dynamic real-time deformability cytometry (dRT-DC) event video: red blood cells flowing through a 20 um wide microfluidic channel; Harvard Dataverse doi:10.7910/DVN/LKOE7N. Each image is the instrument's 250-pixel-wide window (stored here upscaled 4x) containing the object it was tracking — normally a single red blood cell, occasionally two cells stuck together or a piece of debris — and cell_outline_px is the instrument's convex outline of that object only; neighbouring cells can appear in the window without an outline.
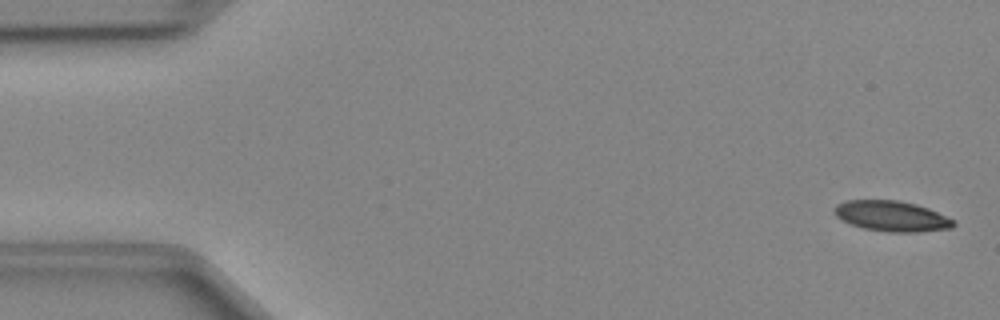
{"species": "Egyptian fruit bat (a non-hibernating species)", "species_latin": "Rousettus aegyptiacus", "temperature_condition": "cold", "stored_images_in_passage": 48, "camera_frame_rate_fps": 3000, "um_per_image_px": 0.085, "animal": {"sex": "female"}, "frame": {"image": 1, "passage_image": 2, "time_ms": 0.333, "image_size_px": [1000, 320], "cell_outline_px": [[956, 224], [952, 228], [916, 232], [888, 232], [864, 228], [840, 220], [832, 212], [832, 208], [836, 204], [844, 200], [900, 200], [916, 204], [928, 208], [956, 220]], "centroid_in_image_um": [75.77, 18.36], "position_along_channel_um": 9.2, "area_um2": 21.44}}
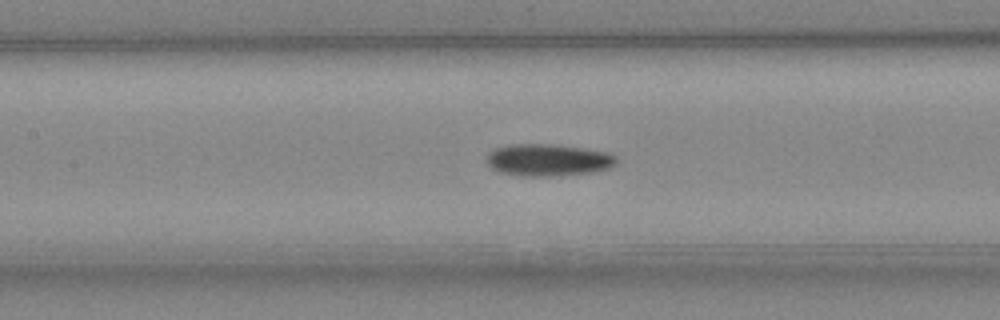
{"frame": {"image": 2, "passage_image": 22, "time_ms": 7.0, "image_size_px": [1000, 320], "cell_outline_px": [[616, 164], [608, 168], [592, 172], [548, 176], [520, 176], [496, 172], [488, 164], [488, 152], [496, 148], [512, 144], [552, 144], [608, 152], [616, 156]], "centroid_in_image_um": [46.56, 13.6], "position_along_channel_um": 160.8, "area_um2": 24.1}}
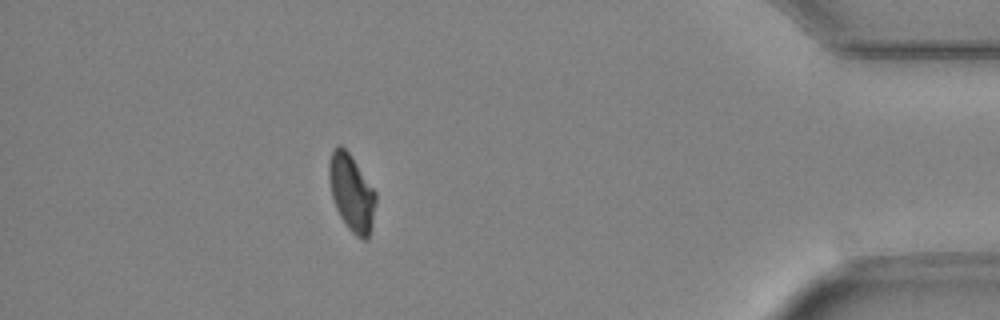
{"frame": {"image": 3, "passage_image": 43, "time_ms": 14.0, "image_size_px": [1000, 320], "cell_outline_px": [[376, 200], [372, 224], [368, 240], [364, 240], [356, 236], [348, 228], [340, 216], [336, 208], [332, 196], [328, 176], [328, 164], [332, 152], [340, 144], [348, 152], [376, 192]], "centroid_in_image_um": [29.88, 16.41], "position_along_channel_um": 405.3, "area_um2": 20.63}}